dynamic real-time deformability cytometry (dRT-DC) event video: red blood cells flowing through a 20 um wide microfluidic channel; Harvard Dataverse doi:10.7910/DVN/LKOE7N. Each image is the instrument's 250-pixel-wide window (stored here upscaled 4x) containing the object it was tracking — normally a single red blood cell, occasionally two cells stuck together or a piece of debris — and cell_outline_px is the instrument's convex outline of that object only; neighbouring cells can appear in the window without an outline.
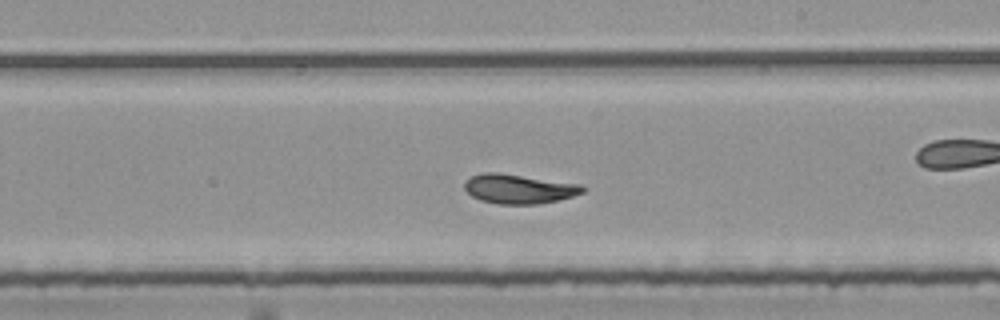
{"species": "common noctule bat (a hibernating species)", "species_latin": "Nyctalus noctula", "temperature_condition": "room temperature", "stored_images_in_passage": 38, "camera_frame_rate_fps": 3000, "um_per_image_px": 0.085, "animal": {"sex": "female", "body_mass_g": 25.1}, "frame": {"image": 1, "passage_image": 17, "time_ms": 5.333, "image_size_px": [1000, 320], "cell_outline_px": [[588, 188], [584, 192], [572, 196], [540, 204], [500, 204], [480, 200], [472, 196], [464, 188], [464, 184], [472, 176], [484, 172], [496, 172], [584, 184]], "centroid_in_image_um": [44.16, 16.05], "position_along_channel_um": 244.8, "area_um2": 20.29}, "authors_computed_cell_mechanics": {"area_um2": 20.0277, "velocity_mm_per_s": 3.7381, "shape_relaxation_time_tau1_ms": 3.5542, "shape_relaxation_time_tau2_ms": 4.1368, "deformation_change_tau1": 0.1316, "deformation_change_tau2": 0.0577}}